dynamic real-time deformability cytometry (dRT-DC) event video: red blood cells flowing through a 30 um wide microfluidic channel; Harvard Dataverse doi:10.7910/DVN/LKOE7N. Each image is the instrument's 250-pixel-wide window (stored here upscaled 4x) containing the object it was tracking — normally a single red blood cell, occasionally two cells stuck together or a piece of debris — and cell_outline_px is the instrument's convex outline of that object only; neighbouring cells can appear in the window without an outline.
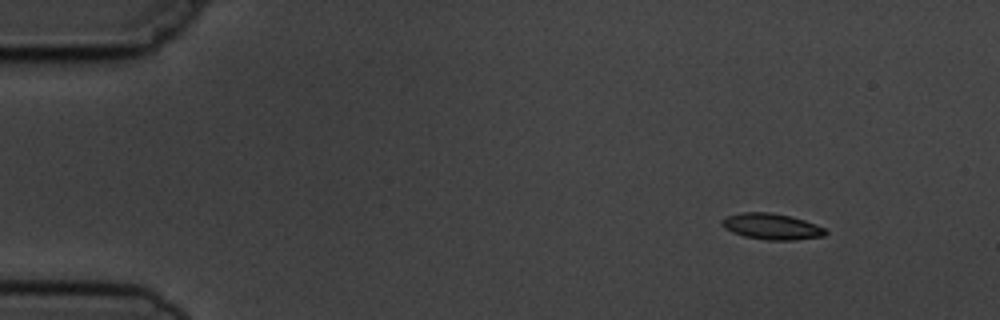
{"species": "common noctule bat (a hibernating species)", "species_latin": "Nyctalus noctula", "temperature_condition": "cold", "stored_images_in_passage": 5, "segment_of_instrument_passage": [1, 2], "camera_frame_rate_fps": 3000, "um_per_image_px": 0.085, "animal": {"sex": "male", "body_mass_g": 19.5, "forearm_length_mm": 54.6}, "frame": {"image": 1, "passage_image": 2, "time_ms": 1.0, "image_size_px": [1000, 320], "cell_outline_px": [[828, 232], [824, 236], [796, 240], [768, 240], [744, 236], [732, 232], [724, 228], [720, 224], [720, 220], [728, 216], [740, 212], [772, 212], [792, 216], [804, 220], [824, 228]], "centroid_in_image_um": [65.57, 19.24], "position_along_channel_um": 19.4, "area_um2": 15.84}}